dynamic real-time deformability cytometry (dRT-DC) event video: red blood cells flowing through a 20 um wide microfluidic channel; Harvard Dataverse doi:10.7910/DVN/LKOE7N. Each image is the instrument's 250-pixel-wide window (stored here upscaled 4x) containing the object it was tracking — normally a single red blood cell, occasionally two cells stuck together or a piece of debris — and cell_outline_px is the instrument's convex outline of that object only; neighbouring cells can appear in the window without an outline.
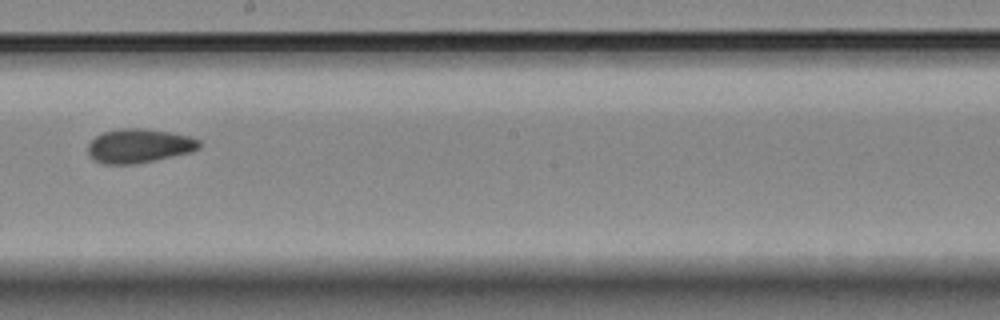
{"species": "Egyptian fruit bat (a non-hibernating species)", "species_latin": "Rousettus aegyptiacus", "temperature_condition": "room temperature", "stored_images_in_passage": 17, "camera_frame_rate_fps": 3000, "um_per_image_px": 0.085, "animal": {"sex": "female"}, "frame": {"image": 1, "passage_image": 10, "time_ms": 11.0, "image_size_px": [1000, 320], "cell_outline_px": [[200, 148], [192, 152], [156, 160], [136, 164], [100, 164], [92, 160], [88, 156], [88, 144], [96, 136], [104, 132], [120, 128], [144, 128], [168, 132], [188, 136], [200, 140]], "centroid_in_image_um": [11.79, 12.41], "position_along_channel_um": 236.4, "area_um2": 22.31}}
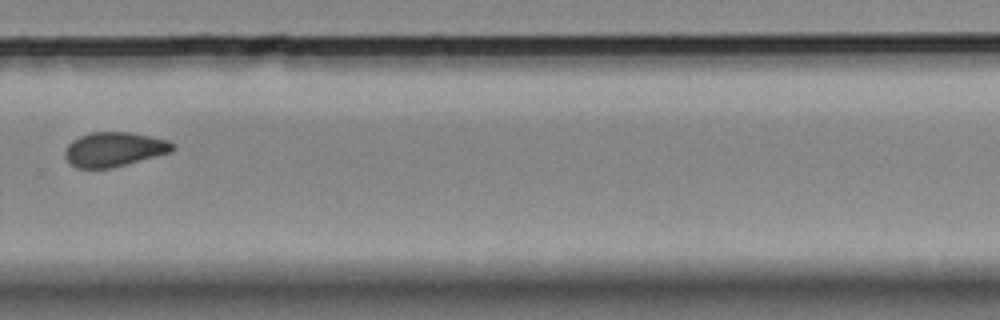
{"frame": {"image": 2, "passage_image": 12, "time_ms": 13.333, "image_size_px": [1000, 320], "cell_outline_px": [[176, 148], [172, 152], [112, 168], [76, 168], [64, 156], [64, 152], [68, 144], [72, 140], [80, 136], [92, 132], [132, 132], [168, 140], [176, 144]], "centroid_in_image_um": [9.74, 12.69], "position_along_channel_um": 320.1, "area_um2": 21.73}}
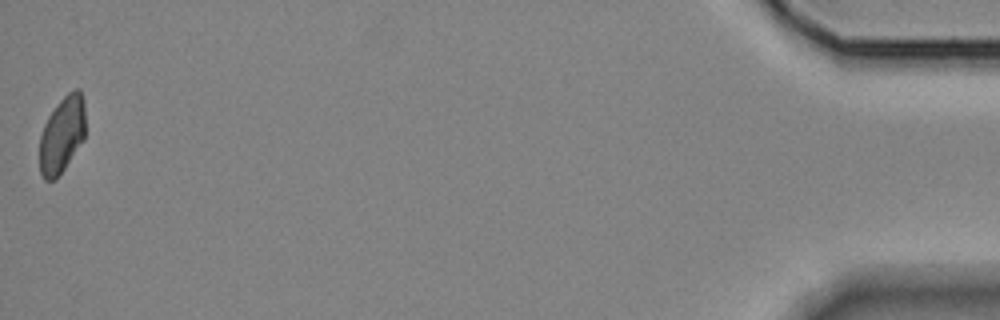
{"frame": {"image": 3, "passage_image": 17, "time_ms": 19.0, "image_size_px": [1000, 320], "cell_outline_px": [[84, 140], [56, 180], [44, 180], [40, 172], [40, 136], [44, 124], [48, 116], [60, 100], [68, 92], [76, 88], [80, 88], [84, 100]], "centroid_in_image_um": [5.27, 11.45], "position_along_channel_um": 429.9, "area_um2": 20.46}, "authors_computed_cell_mechanics": {"area_um2": 22.7154, "velocity_mm_per_s": 3.6014, "shape_relaxation_time_tau1_ms": null, "shape_relaxation_time_tau2_ms": 3.9845, "deformation_change_tau1": null, "deformation_change_tau2": 0.0802}}